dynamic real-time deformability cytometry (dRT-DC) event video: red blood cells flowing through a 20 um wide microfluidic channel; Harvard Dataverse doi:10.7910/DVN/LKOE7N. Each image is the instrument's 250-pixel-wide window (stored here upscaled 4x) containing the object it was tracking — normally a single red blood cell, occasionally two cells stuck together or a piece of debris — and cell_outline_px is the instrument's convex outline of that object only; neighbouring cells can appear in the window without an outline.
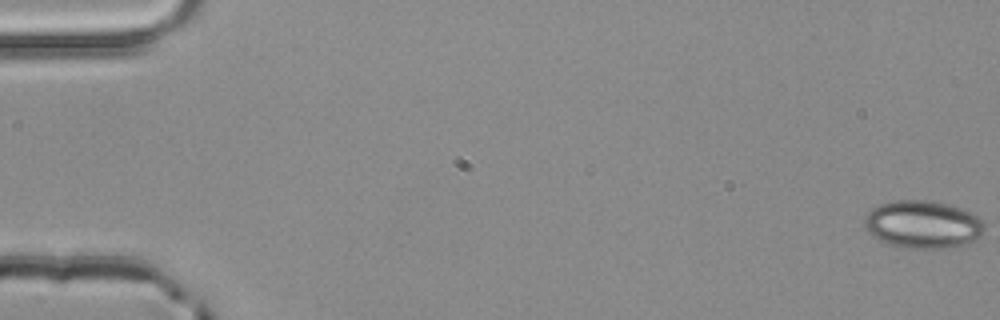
{"species": "common noctule bat (a hibernating species)", "species_latin": "Nyctalus noctula", "temperature_condition": "room temperature", "stored_images_in_passage": 4, "camera_frame_rate_fps": 3000, "um_per_image_px": 0.085, "animal": {"sex": "male", "body_mass_g": 20.4}, "frame": {"image": 1, "passage_image": 1, "time_ms": 0.0, "image_size_px": [1000, 320], "cell_outline_px": [[984, 228], [980, 236], [964, 244], [952, 248], [904, 248], [888, 244], [872, 236], [864, 224], [864, 216], [872, 208], [880, 204], [896, 200], [928, 200], [948, 204], [960, 208], [976, 216], [984, 224]], "centroid_in_image_um": [78.4, 19.08], "position_along_channel_um": 6.6, "area_um2": 33.23}}
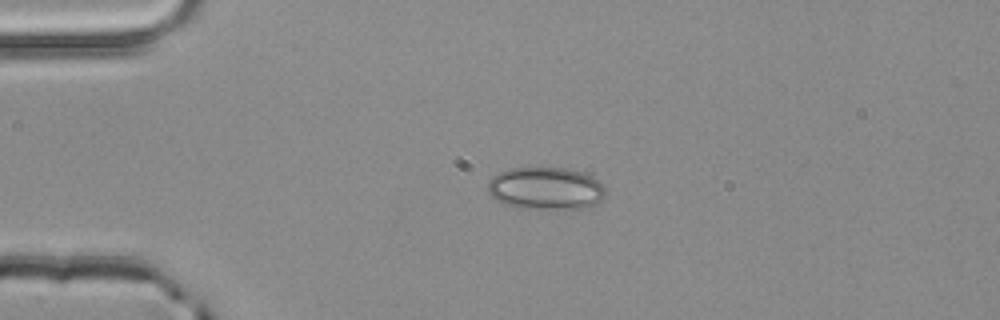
{"frame": {"image": 2, "passage_image": 4, "time_ms": 1.0, "image_size_px": [1000, 320], "cell_outline_px": [[604, 196], [596, 204], [588, 208], [556, 212], [516, 208], [504, 204], [496, 200], [488, 192], [488, 180], [492, 176], [508, 168], [568, 168], [592, 176], [604, 188]], "centroid_in_image_um": [46.37, 16.08], "position_along_channel_um": 38.6, "area_um2": 30.11}}